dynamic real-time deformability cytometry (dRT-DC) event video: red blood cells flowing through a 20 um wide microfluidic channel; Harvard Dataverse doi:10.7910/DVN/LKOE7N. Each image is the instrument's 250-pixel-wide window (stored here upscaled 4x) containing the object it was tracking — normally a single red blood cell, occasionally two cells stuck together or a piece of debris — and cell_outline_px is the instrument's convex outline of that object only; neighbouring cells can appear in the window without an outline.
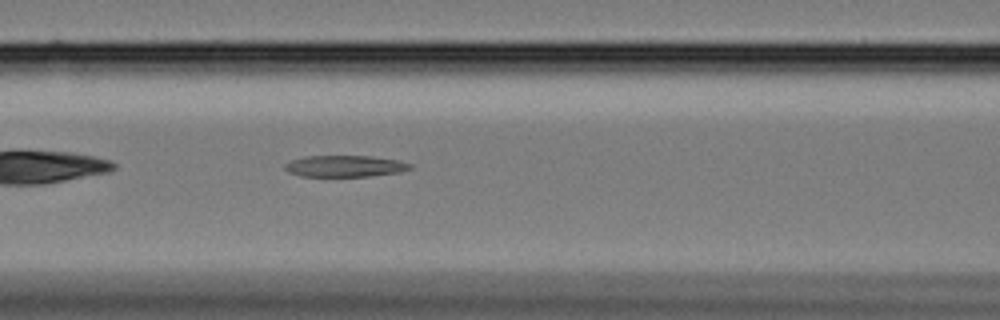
{"species": "Egyptian fruit bat (a non-hibernating species)", "species_latin": "Rousettus aegyptiacus", "temperature_condition": "cold", "stored_images_in_passage": 43, "camera_frame_rate_fps": 3000, "um_per_image_px": 0.085, "animal": {"sex": "female"}, "frame": {"image": 1, "passage_image": 9, "time_ms": 2.667, "image_size_px": [1000, 320], "cell_outline_px": [[412, 168], [400, 172], [368, 176], [300, 176], [288, 172], [284, 168], [284, 164], [292, 160], [304, 156], [372, 156], [400, 160], [412, 164]], "centroid_in_image_um": [29.33, 14.11], "position_along_channel_um": 137.3, "area_um2": 15.72}}
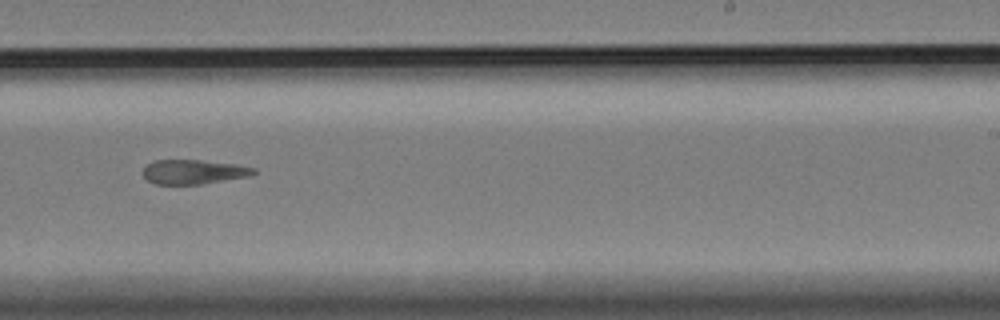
{"frame": {"image": 2, "passage_image": 21, "time_ms": 6.667, "image_size_px": [1000, 320], "cell_outline_px": [[256, 172], [252, 176], [200, 184], [156, 184], [148, 180], [140, 172], [148, 164], [156, 160], [200, 160], [236, 164], [256, 168]], "centroid_in_image_um": [16.47, 14.61], "position_along_channel_um": 272.5, "area_um2": 15.78}}
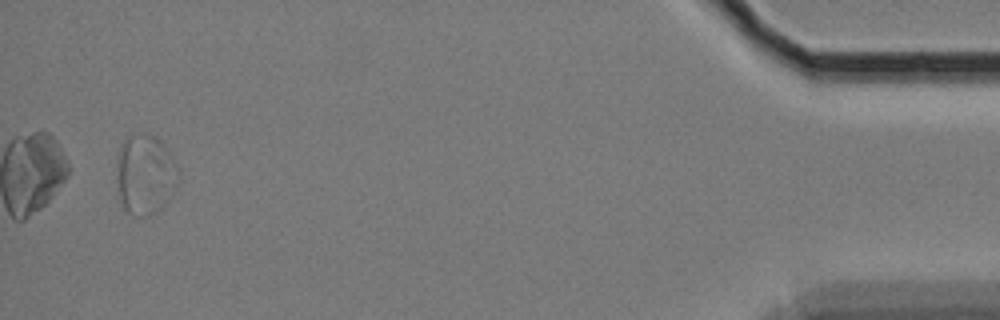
{"frame": {"image": 3, "passage_image": 41, "time_ms": 13.333, "image_size_px": [1000, 320], "cell_outline_px": [[180, 180], [164, 204], [156, 212], [148, 216], [140, 216], [128, 212], [120, 204], [116, 180], [116, 160], [120, 148], [124, 140], [128, 136], [152, 136], [172, 156], [180, 168]], "centroid_in_image_um": [12.32, 14.89], "position_along_channel_um": 422.9, "area_um2": 28.55}, "authors_computed_cell_mechanics": {"area_um2": 16.9354, "velocity_mm_per_s": 3.3957, "shape_relaxation_time_tau1_ms": null, "shape_relaxation_time_tau2_ms": 8.5326, "deformation_change_tau1": null, "deformation_change_tau2": 0.2026}}